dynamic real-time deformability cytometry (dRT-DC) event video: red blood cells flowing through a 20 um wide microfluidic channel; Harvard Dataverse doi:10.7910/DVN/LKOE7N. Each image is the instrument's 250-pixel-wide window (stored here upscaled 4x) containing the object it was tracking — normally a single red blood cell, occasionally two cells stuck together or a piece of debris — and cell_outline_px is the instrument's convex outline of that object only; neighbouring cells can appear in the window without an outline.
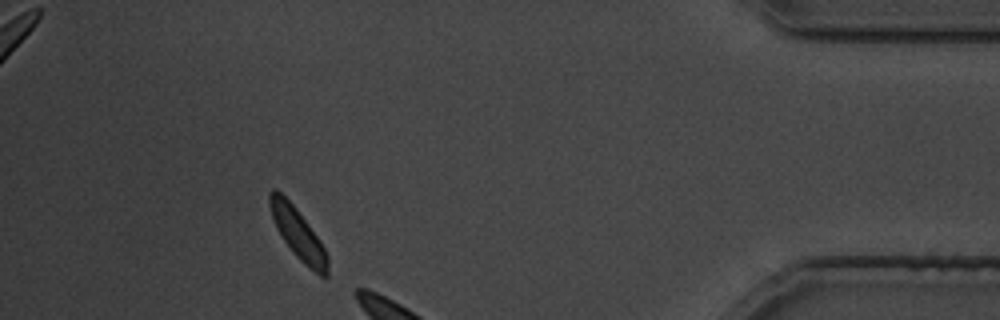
{"species": "common noctule bat (a hibernating species)", "species_latin": "Nyctalus noctula", "temperature_condition": "cold", "stored_images_in_passage": 29, "segment_of_instrument_passage": [1, 2], "camera_frame_rate_fps": 3000, "um_per_image_px": 0.085, "animal": {"sex": "male", "body_mass_g": 19.5, "forearm_length_mm": 54.6}, "frame": {"image": 1, "passage_image": 25, "time_ms": 29.0, "image_size_px": [1000, 320], "cell_outline_px": [[328, 276], [320, 276], [304, 264], [292, 252], [276, 228], [272, 220], [268, 204], [268, 192], [272, 188], [276, 188], [296, 208], [320, 240], [328, 256]], "centroid_in_image_um": [25.3, 19.83], "position_along_channel_um": 409.9, "area_um2": 17.17}}